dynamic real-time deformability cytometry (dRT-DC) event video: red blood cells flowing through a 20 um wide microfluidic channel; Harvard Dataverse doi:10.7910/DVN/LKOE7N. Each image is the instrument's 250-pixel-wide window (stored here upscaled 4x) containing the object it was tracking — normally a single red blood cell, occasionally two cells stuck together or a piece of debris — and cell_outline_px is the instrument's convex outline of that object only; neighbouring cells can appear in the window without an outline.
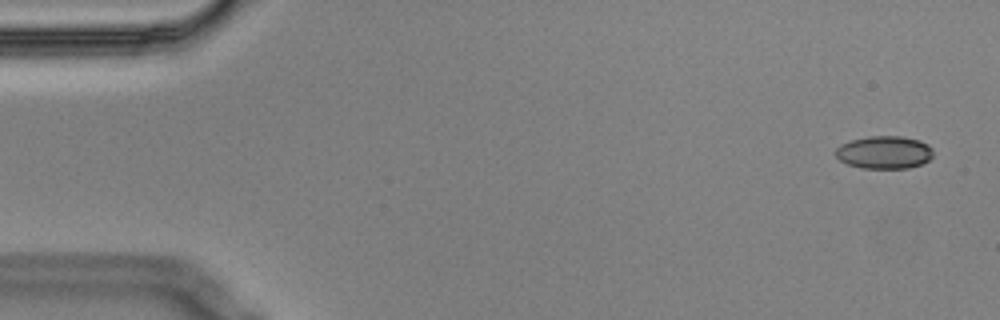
{"species": "Egyptian fruit bat (a non-hibernating species)", "species_latin": "Rousettus aegyptiacus", "temperature_condition": "cold", "stored_images_in_passage": 5, "camera_frame_rate_fps": 3000, "um_per_image_px": 0.085, "animal": {"sex": "male"}, "frame": {"image": 1, "passage_image": 1, "time_ms": 0.0, "image_size_px": [1000, 320], "cell_outline_px": [[932, 156], [928, 160], [920, 164], [908, 168], [860, 168], [848, 164], [840, 160], [836, 156], [836, 148], [840, 144], [852, 140], [868, 136], [904, 136], [920, 140], [928, 144], [932, 148]], "centroid_in_image_um": [75.16, 12.94], "position_along_channel_um": 9.8, "area_um2": 18.67}}
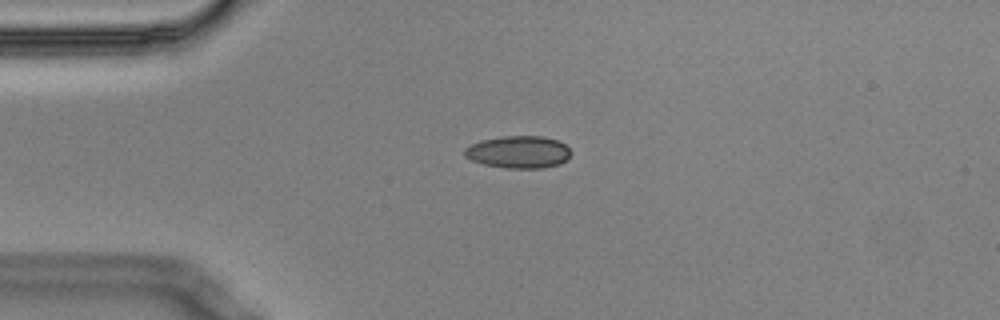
{"frame": {"image": 2, "passage_image": 4, "time_ms": 1.0, "image_size_px": [1000, 320], "cell_outline_px": [[572, 152], [568, 160], [560, 164], [544, 168], [508, 168], [484, 164], [472, 160], [464, 156], [464, 148], [468, 144], [480, 140], [504, 136], [540, 136], [556, 140], [564, 144]], "centroid_in_image_um": [44.06, 12.92], "position_along_channel_um": 40.9, "area_um2": 20.17}}